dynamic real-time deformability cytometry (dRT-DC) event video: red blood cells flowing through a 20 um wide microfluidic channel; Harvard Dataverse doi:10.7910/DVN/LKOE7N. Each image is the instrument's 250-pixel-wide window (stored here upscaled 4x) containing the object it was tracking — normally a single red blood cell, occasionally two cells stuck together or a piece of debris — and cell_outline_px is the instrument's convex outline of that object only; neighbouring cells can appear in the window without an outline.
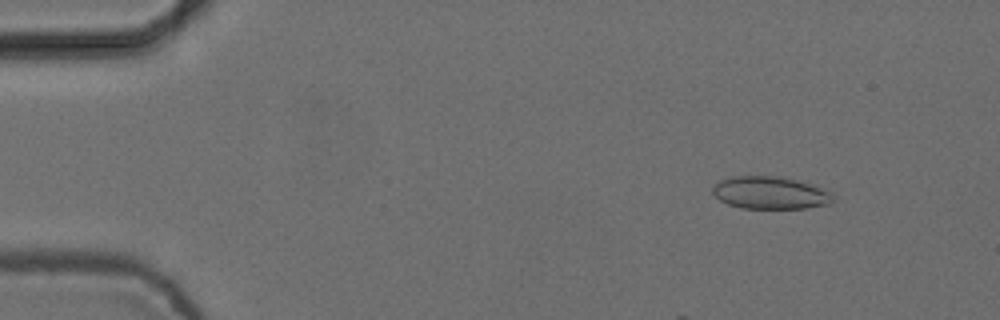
{"species": "common noctule bat (a hibernating species)", "species_latin": "Nyctalus noctula", "temperature_condition": "cold", "stored_images_in_passage": 9, "camera_frame_rate_fps": 3000, "um_per_image_px": 0.085, "animal": {"sex": "female", "body_mass_g": 24.6, "forearm_length_mm": 56.2}, "frame": {"image": 1, "passage_image": 1, "time_ms": 0.0, "image_size_px": [1000, 320], "cell_outline_px": [[836, 196], [828, 204], [804, 208], [740, 208], [728, 204], [720, 200], [712, 192], [712, 188], [720, 180], [732, 176], [780, 176], [816, 184], [832, 192]], "centroid_in_image_um": [65.51, 16.37], "position_along_channel_um": 19.5, "area_um2": 23.06}}